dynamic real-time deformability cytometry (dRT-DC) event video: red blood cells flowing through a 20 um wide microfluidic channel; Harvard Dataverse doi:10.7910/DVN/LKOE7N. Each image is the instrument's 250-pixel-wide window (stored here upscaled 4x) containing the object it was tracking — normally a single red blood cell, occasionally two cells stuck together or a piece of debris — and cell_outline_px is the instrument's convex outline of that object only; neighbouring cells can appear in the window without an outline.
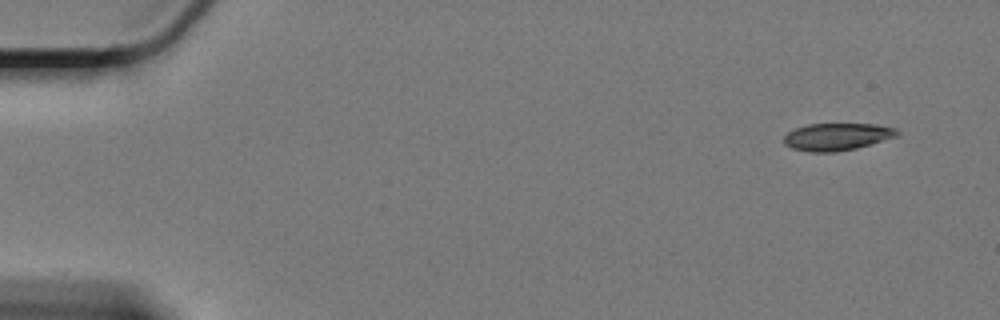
{"species": "Egyptian fruit bat (a non-hibernating species)", "species_latin": "Rousettus aegyptiacus", "temperature_condition": "cold", "stored_images_in_passage": 57, "camera_frame_rate_fps": 3000, "um_per_image_px": 0.085, "animal": {"sex": "female"}, "frame": {"image": 1, "passage_image": 1, "time_ms": 0.0, "image_size_px": [1000, 320], "cell_outline_px": [[900, 136], [856, 148], [836, 152], [812, 152], [792, 148], [784, 144], [784, 136], [788, 132], [796, 128], [808, 124], [872, 124], [896, 128], [900, 132]], "centroid_in_image_um": [71.17, 11.62], "position_along_channel_um": 13.8, "area_um2": 18.03}}
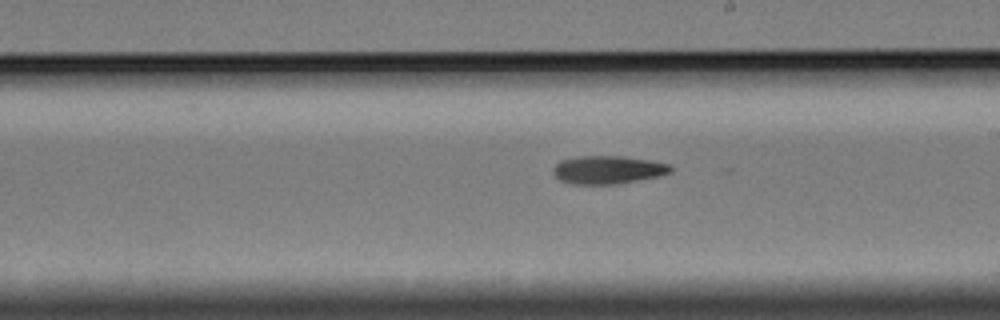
{"frame": {"image": 2, "passage_image": 32, "time_ms": 10.333, "image_size_px": [1000, 320], "cell_outline_px": [[672, 172], [656, 176], [616, 184], [572, 184], [560, 180], [552, 172], [552, 168], [560, 160], [580, 156], [624, 156], [648, 160], [668, 164], [672, 168]], "centroid_in_image_um": [51.62, 14.43], "position_along_channel_um": 237.4, "area_um2": 19.07}}
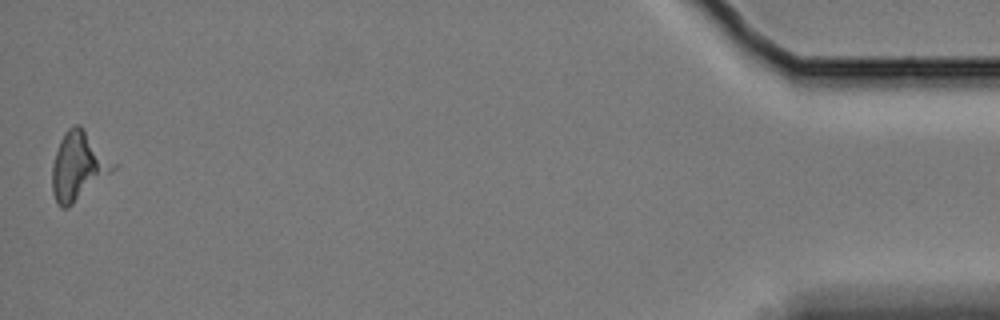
{"frame": {"image": 3, "passage_image": 57, "time_ms": 18.667, "image_size_px": [1000, 320], "cell_outline_px": [[120, 164], [112, 172], [68, 208], [60, 208], [56, 204], [52, 192], [52, 164], [60, 140], [64, 132], [68, 128], [76, 124], [80, 124]], "centroid_in_image_um": [6.7, 14.1], "position_along_channel_um": 428.5, "area_um2": 24.85}}